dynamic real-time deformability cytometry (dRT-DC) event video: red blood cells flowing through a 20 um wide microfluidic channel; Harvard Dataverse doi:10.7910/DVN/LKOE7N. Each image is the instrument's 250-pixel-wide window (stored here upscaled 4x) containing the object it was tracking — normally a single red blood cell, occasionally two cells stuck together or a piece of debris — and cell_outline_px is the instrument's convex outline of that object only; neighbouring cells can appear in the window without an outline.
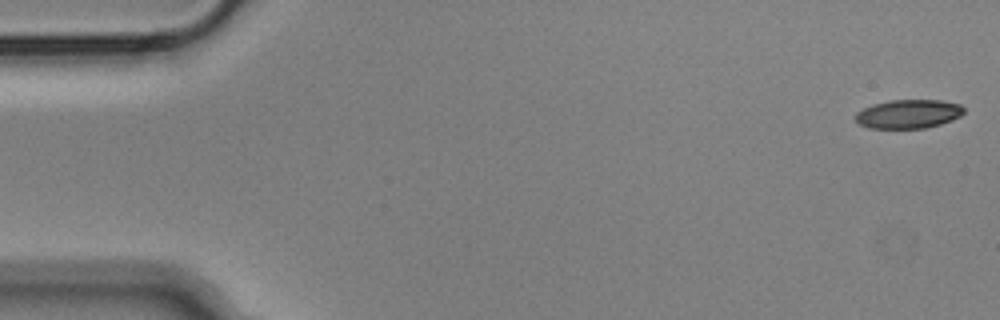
{"species": "Egyptian fruit bat (a non-hibernating species)", "species_latin": "Rousettus aegyptiacus", "temperature_condition": "cold", "stored_images_in_passage": 15, "camera_frame_rate_fps": 3000, "um_per_image_px": 0.085, "animal": {"sex": "male"}, "frame": {"image": 1, "passage_image": 1, "time_ms": 0.0, "image_size_px": [1000, 320], "cell_outline_px": [[964, 112], [960, 116], [952, 120], [940, 124], [924, 128], [868, 128], [860, 124], [856, 120], [856, 112], [872, 104], [888, 100], [940, 100], [960, 104], [964, 108]], "centroid_in_image_um": [77.22, 9.68], "position_along_channel_um": 7.8, "area_um2": 18.21}}
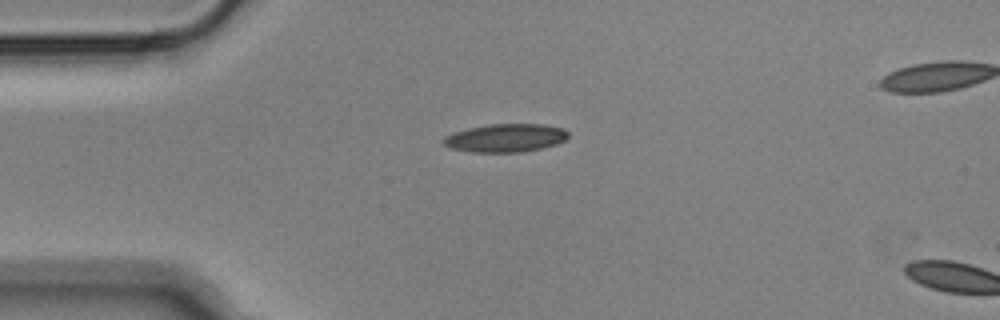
{"frame": {"image": 2, "passage_image": 13, "time_ms": 4.0, "image_size_px": [1000, 320], "cell_outline_px": [[568, 136], [564, 140], [556, 144], [524, 152], [472, 152], [448, 148], [444, 144], [444, 136], [468, 128], [488, 124], [544, 124], [564, 128], [568, 132]], "centroid_in_image_um": [42.98, 11.72], "position_along_channel_um": 42.0, "area_um2": 20.52}}